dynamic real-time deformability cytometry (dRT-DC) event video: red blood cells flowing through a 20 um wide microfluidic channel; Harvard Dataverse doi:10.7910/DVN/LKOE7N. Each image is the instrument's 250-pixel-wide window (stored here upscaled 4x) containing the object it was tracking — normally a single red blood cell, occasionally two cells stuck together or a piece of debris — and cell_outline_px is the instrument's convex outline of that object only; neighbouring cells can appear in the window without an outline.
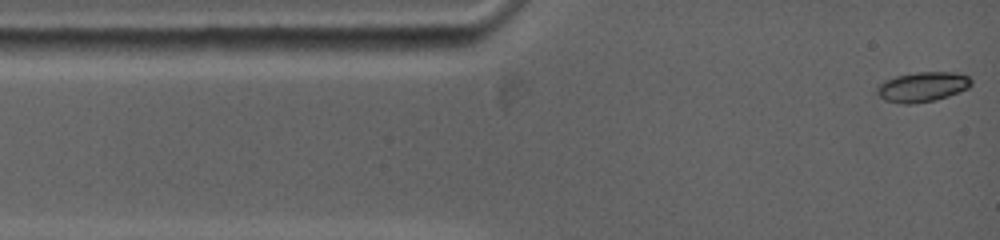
{"species": "common noctule bat (a hibernating species)", "species_latin": "Nyctalus noctula", "temperature_condition": "warm", "stored_images_in_passage": 84, "camera_frame_rate_fps": 5000, "um_per_image_px": 0.085, "animal": {"sex": "female", "body_mass_g": 19.0, "forearm_length_mm": 53.3}, "frame": {"image": 1, "passage_image": 1, "time_ms": 0.0, "image_size_px": [1000, 240], "cell_outline_px": [[972, 84], [968, 88], [960, 92], [936, 100], [912, 104], [904, 104], [884, 100], [876, 92], [876, 88], [884, 80], [896, 76], [920, 72], [952, 72], [968, 76], [972, 80]], "centroid_in_image_um": [78.41, 7.39], "position_along_channel_um": 6.6, "area_um2": 16.42}}
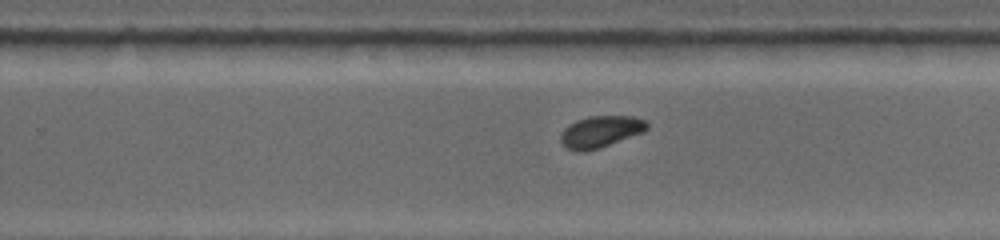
{"frame": {"image": 2, "passage_image": 43, "time_ms": 8.4, "image_size_px": [1000, 240], "cell_outline_px": [[648, 128], [644, 132], [596, 148], [568, 148], [560, 140], [560, 136], [564, 128], [568, 124], [576, 120], [588, 116], [632, 116], [644, 120], [648, 124]], "centroid_in_image_um": [51.08, 11.12], "position_along_channel_um": 278.7, "area_um2": 15.2}}
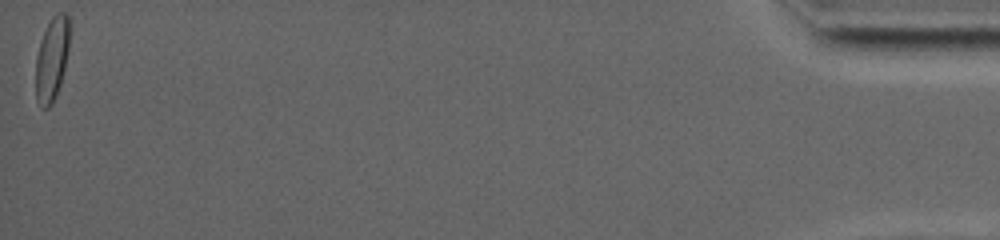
{"frame": {"image": 3, "passage_image": 84, "time_ms": 16.6, "image_size_px": [1000, 240], "cell_outline_px": [[68, 52], [60, 84], [56, 96], [52, 104], [48, 108], [44, 108], [36, 100], [36, 56], [40, 40], [52, 16], [56, 12], [64, 12], [68, 16]], "centroid_in_image_um": [4.39, 5.02], "position_along_channel_um": 430.8, "area_um2": 16.3}, "authors_computed_cell_mechanics": {"area_um2": 15.8083, "velocity_mm_per_s": 3.8236, "shape_relaxation_time_tau1_ms": 2.4737, "shape_relaxation_time_tau2_ms": null, "deformation_change_tau1": 0.1059, "deformation_change_tau2": null}}